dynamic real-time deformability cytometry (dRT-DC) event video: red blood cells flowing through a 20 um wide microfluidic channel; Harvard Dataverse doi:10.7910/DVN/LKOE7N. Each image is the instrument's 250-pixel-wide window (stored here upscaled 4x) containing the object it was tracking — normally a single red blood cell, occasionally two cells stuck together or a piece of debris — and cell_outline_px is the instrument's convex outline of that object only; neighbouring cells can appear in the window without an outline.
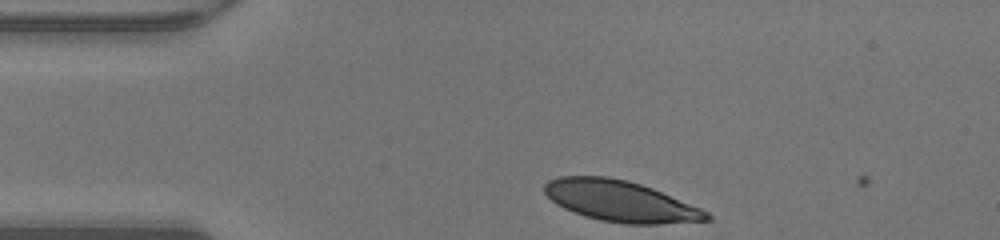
{"species": "human", "species_latin": "Homo sapiens", "temperature_condition": "warm", "stored_images_in_passage": 30, "camera_frame_rate_fps": 3000, "um_per_image_px": 0.085, "donor": {"sex": "male"}, "frame": {"image": 1, "passage_image": 1, "time_ms": 0.0, "image_size_px": [1000, 240], "cell_outline_px": [[712, 220], [656, 224], [624, 224], [600, 220], [584, 216], [564, 208], [556, 204], [544, 192], [544, 184], [548, 180], [560, 176], [608, 176], [628, 180], [652, 188], [700, 208], [708, 212], [712, 216]], "centroid_in_image_um": [52.72, 17.09], "position_along_channel_um": 32.3, "area_um2": 38.67}}
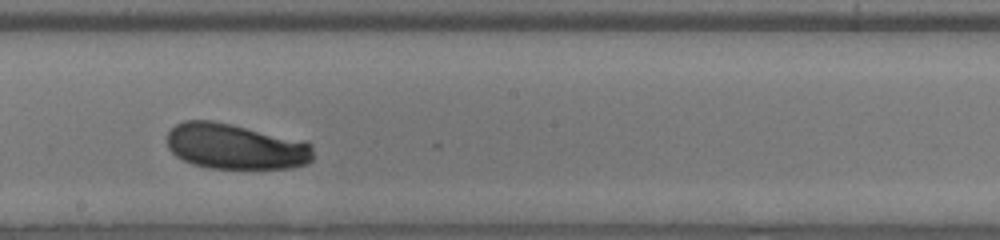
{"frame": {"image": 2, "passage_image": 18, "time_ms": 5.667, "image_size_px": [1000, 240], "cell_outline_px": [[312, 160], [308, 164], [292, 168], [212, 168], [192, 164], [176, 156], [168, 148], [168, 132], [176, 124], [184, 120], [212, 120], [232, 124], [304, 140], [312, 144]], "centroid_in_image_um": [20.04, 12.44], "position_along_channel_um": 228.2, "area_um2": 39.02}}
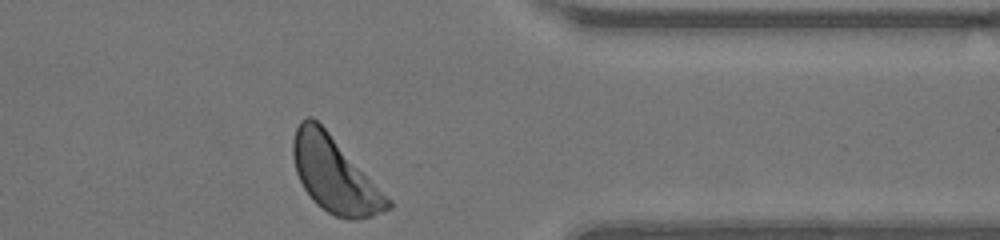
{"frame": {"image": 3, "passage_image": 30, "time_ms": 9.667, "image_size_px": [1000, 240], "cell_outline_px": [[392, 208], [384, 212], [372, 216], [356, 220], [348, 220], [336, 216], [328, 212], [316, 204], [312, 200], [304, 188], [296, 172], [292, 156], [292, 140], [296, 128], [300, 120], [308, 116], [312, 116], [328, 132], [392, 200]], "centroid_in_image_um": [28.43, 14.87], "position_along_channel_um": 383.0, "area_um2": 41.38}, "authors_computed_cell_mechanics": {"area_um2": 39.8242, "velocity_mm_per_s": 4.2496, "shape_relaxation_time_tau1_ms": 2.3371, "shape_relaxation_time_tau2_ms": null, "deformation_change_tau1": 0.1011, "deformation_change_tau2": null}}